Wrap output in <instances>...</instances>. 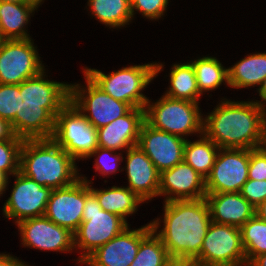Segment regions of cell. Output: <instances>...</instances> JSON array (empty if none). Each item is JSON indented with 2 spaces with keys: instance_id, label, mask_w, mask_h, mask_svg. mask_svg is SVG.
Segmentation results:
<instances>
[{
  "instance_id": "cell-37",
  "label": "cell",
  "mask_w": 266,
  "mask_h": 266,
  "mask_svg": "<svg viewBox=\"0 0 266 266\" xmlns=\"http://www.w3.org/2000/svg\"><path fill=\"white\" fill-rule=\"evenodd\" d=\"M0 266H30L25 262L20 261L19 259L14 258L10 254H0Z\"/></svg>"
},
{
  "instance_id": "cell-24",
  "label": "cell",
  "mask_w": 266,
  "mask_h": 266,
  "mask_svg": "<svg viewBox=\"0 0 266 266\" xmlns=\"http://www.w3.org/2000/svg\"><path fill=\"white\" fill-rule=\"evenodd\" d=\"M37 10L28 3L0 2V30L7 40L29 39L26 24Z\"/></svg>"
},
{
  "instance_id": "cell-16",
  "label": "cell",
  "mask_w": 266,
  "mask_h": 266,
  "mask_svg": "<svg viewBox=\"0 0 266 266\" xmlns=\"http://www.w3.org/2000/svg\"><path fill=\"white\" fill-rule=\"evenodd\" d=\"M152 231L151 224L122 233L94 251L82 264L89 266H130L136 258L140 242Z\"/></svg>"
},
{
  "instance_id": "cell-19",
  "label": "cell",
  "mask_w": 266,
  "mask_h": 266,
  "mask_svg": "<svg viewBox=\"0 0 266 266\" xmlns=\"http://www.w3.org/2000/svg\"><path fill=\"white\" fill-rule=\"evenodd\" d=\"M144 122V108H132L127 114L97 129L98 147L120 151L136 146Z\"/></svg>"
},
{
  "instance_id": "cell-14",
  "label": "cell",
  "mask_w": 266,
  "mask_h": 266,
  "mask_svg": "<svg viewBox=\"0 0 266 266\" xmlns=\"http://www.w3.org/2000/svg\"><path fill=\"white\" fill-rule=\"evenodd\" d=\"M90 194L89 182L81 178L70 186L52 189L44 216L74 233L82 223L85 199Z\"/></svg>"
},
{
  "instance_id": "cell-29",
  "label": "cell",
  "mask_w": 266,
  "mask_h": 266,
  "mask_svg": "<svg viewBox=\"0 0 266 266\" xmlns=\"http://www.w3.org/2000/svg\"><path fill=\"white\" fill-rule=\"evenodd\" d=\"M161 239L152 230L141 242L130 266H174Z\"/></svg>"
},
{
  "instance_id": "cell-38",
  "label": "cell",
  "mask_w": 266,
  "mask_h": 266,
  "mask_svg": "<svg viewBox=\"0 0 266 266\" xmlns=\"http://www.w3.org/2000/svg\"><path fill=\"white\" fill-rule=\"evenodd\" d=\"M14 136L10 123L0 118V142L11 139Z\"/></svg>"
},
{
  "instance_id": "cell-39",
  "label": "cell",
  "mask_w": 266,
  "mask_h": 266,
  "mask_svg": "<svg viewBox=\"0 0 266 266\" xmlns=\"http://www.w3.org/2000/svg\"><path fill=\"white\" fill-rule=\"evenodd\" d=\"M247 266H266V253L255 256Z\"/></svg>"
},
{
  "instance_id": "cell-11",
  "label": "cell",
  "mask_w": 266,
  "mask_h": 266,
  "mask_svg": "<svg viewBox=\"0 0 266 266\" xmlns=\"http://www.w3.org/2000/svg\"><path fill=\"white\" fill-rule=\"evenodd\" d=\"M32 40H6L0 47V84L18 85L45 69Z\"/></svg>"
},
{
  "instance_id": "cell-20",
  "label": "cell",
  "mask_w": 266,
  "mask_h": 266,
  "mask_svg": "<svg viewBox=\"0 0 266 266\" xmlns=\"http://www.w3.org/2000/svg\"><path fill=\"white\" fill-rule=\"evenodd\" d=\"M126 151L127 188L144 202L158 196L160 172L151 159L138 145Z\"/></svg>"
},
{
  "instance_id": "cell-9",
  "label": "cell",
  "mask_w": 266,
  "mask_h": 266,
  "mask_svg": "<svg viewBox=\"0 0 266 266\" xmlns=\"http://www.w3.org/2000/svg\"><path fill=\"white\" fill-rule=\"evenodd\" d=\"M189 266H247L240 228L211 222L200 255Z\"/></svg>"
},
{
  "instance_id": "cell-17",
  "label": "cell",
  "mask_w": 266,
  "mask_h": 266,
  "mask_svg": "<svg viewBox=\"0 0 266 266\" xmlns=\"http://www.w3.org/2000/svg\"><path fill=\"white\" fill-rule=\"evenodd\" d=\"M185 143V138L157 130L144 122L137 145L161 173L183 162Z\"/></svg>"
},
{
  "instance_id": "cell-41",
  "label": "cell",
  "mask_w": 266,
  "mask_h": 266,
  "mask_svg": "<svg viewBox=\"0 0 266 266\" xmlns=\"http://www.w3.org/2000/svg\"><path fill=\"white\" fill-rule=\"evenodd\" d=\"M259 92V96L261 98V101H258L260 104L265 105L266 103V77L263 79L261 85L257 89ZM264 101V102H263Z\"/></svg>"
},
{
  "instance_id": "cell-30",
  "label": "cell",
  "mask_w": 266,
  "mask_h": 266,
  "mask_svg": "<svg viewBox=\"0 0 266 266\" xmlns=\"http://www.w3.org/2000/svg\"><path fill=\"white\" fill-rule=\"evenodd\" d=\"M240 230L248 264L255 256L266 253V221L254 215Z\"/></svg>"
},
{
  "instance_id": "cell-6",
  "label": "cell",
  "mask_w": 266,
  "mask_h": 266,
  "mask_svg": "<svg viewBox=\"0 0 266 266\" xmlns=\"http://www.w3.org/2000/svg\"><path fill=\"white\" fill-rule=\"evenodd\" d=\"M127 227V220L103 210L97 198L91 193L85 199L82 223L73 233L75 250L79 248L84 252L78 257V263H83L94 251Z\"/></svg>"
},
{
  "instance_id": "cell-33",
  "label": "cell",
  "mask_w": 266,
  "mask_h": 266,
  "mask_svg": "<svg viewBox=\"0 0 266 266\" xmlns=\"http://www.w3.org/2000/svg\"><path fill=\"white\" fill-rule=\"evenodd\" d=\"M114 151L115 150H112V149H104V148H101V147H97L93 151V153L88 158H90L92 156L93 157L94 156L97 157L96 160H95V163H94L95 164L94 165L95 166V171H99V173L101 175H103V176L104 175L105 176L106 175H110L112 173H116L117 172V169L119 168L118 166L120 164V161L122 162V160L125 159V158L122 156L121 152L120 153H117V152L114 153ZM105 158H108V159H105ZM109 158L112 159L114 162L111 161V164L108 165V161L107 160H109ZM105 160L107 162H105Z\"/></svg>"
},
{
  "instance_id": "cell-7",
  "label": "cell",
  "mask_w": 266,
  "mask_h": 266,
  "mask_svg": "<svg viewBox=\"0 0 266 266\" xmlns=\"http://www.w3.org/2000/svg\"><path fill=\"white\" fill-rule=\"evenodd\" d=\"M145 105V122L151 127L184 138L190 134H203L204 118L199 104L180 99H172L165 95Z\"/></svg>"
},
{
  "instance_id": "cell-25",
  "label": "cell",
  "mask_w": 266,
  "mask_h": 266,
  "mask_svg": "<svg viewBox=\"0 0 266 266\" xmlns=\"http://www.w3.org/2000/svg\"><path fill=\"white\" fill-rule=\"evenodd\" d=\"M169 77L170 86L165 96L200 103L198 100L202 94L198 89L195 70L191 62L172 65Z\"/></svg>"
},
{
  "instance_id": "cell-12",
  "label": "cell",
  "mask_w": 266,
  "mask_h": 266,
  "mask_svg": "<svg viewBox=\"0 0 266 266\" xmlns=\"http://www.w3.org/2000/svg\"><path fill=\"white\" fill-rule=\"evenodd\" d=\"M249 149L220 148L205 179L206 193L240 192L248 180Z\"/></svg>"
},
{
  "instance_id": "cell-1",
  "label": "cell",
  "mask_w": 266,
  "mask_h": 266,
  "mask_svg": "<svg viewBox=\"0 0 266 266\" xmlns=\"http://www.w3.org/2000/svg\"><path fill=\"white\" fill-rule=\"evenodd\" d=\"M163 228L157 218L150 222L175 264L190 265L199 255L210 223L205 198L164 202ZM158 231V232H157Z\"/></svg>"
},
{
  "instance_id": "cell-15",
  "label": "cell",
  "mask_w": 266,
  "mask_h": 266,
  "mask_svg": "<svg viewBox=\"0 0 266 266\" xmlns=\"http://www.w3.org/2000/svg\"><path fill=\"white\" fill-rule=\"evenodd\" d=\"M16 225L24 247L57 252L75 249L73 233L45 216L24 219Z\"/></svg>"
},
{
  "instance_id": "cell-5",
  "label": "cell",
  "mask_w": 266,
  "mask_h": 266,
  "mask_svg": "<svg viewBox=\"0 0 266 266\" xmlns=\"http://www.w3.org/2000/svg\"><path fill=\"white\" fill-rule=\"evenodd\" d=\"M163 67L159 62H153L123 67L108 75L87 67L83 72L114 99L123 101L132 108H145L149 99L141 91L162 71Z\"/></svg>"
},
{
  "instance_id": "cell-8",
  "label": "cell",
  "mask_w": 266,
  "mask_h": 266,
  "mask_svg": "<svg viewBox=\"0 0 266 266\" xmlns=\"http://www.w3.org/2000/svg\"><path fill=\"white\" fill-rule=\"evenodd\" d=\"M51 139L75 161L88 158L98 147L97 129L70 101L56 115Z\"/></svg>"
},
{
  "instance_id": "cell-46",
  "label": "cell",
  "mask_w": 266,
  "mask_h": 266,
  "mask_svg": "<svg viewBox=\"0 0 266 266\" xmlns=\"http://www.w3.org/2000/svg\"><path fill=\"white\" fill-rule=\"evenodd\" d=\"M7 39L3 36L2 31L0 30V47L4 44Z\"/></svg>"
},
{
  "instance_id": "cell-10",
  "label": "cell",
  "mask_w": 266,
  "mask_h": 266,
  "mask_svg": "<svg viewBox=\"0 0 266 266\" xmlns=\"http://www.w3.org/2000/svg\"><path fill=\"white\" fill-rule=\"evenodd\" d=\"M84 75L86 88L70 83V102L96 129L122 117L132 109L129 104L109 96L85 73Z\"/></svg>"
},
{
  "instance_id": "cell-36",
  "label": "cell",
  "mask_w": 266,
  "mask_h": 266,
  "mask_svg": "<svg viewBox=\"0 0 266 266\" xmlns=\"http://www.w3.org/2000/svg\"><path fill=\"white\" fill-rule=\"evenodd\" d=\"M248 179L266 180V156L258 149H249Z\"/></svg>"
},
{
  "instance_id": "cell-28",
  "label": "cell",
  "mask_w": 266,
  "mask_h": 266,
  "mask_svg": "<svg viewBox=\"0 0 266 266\" xmlns=\"http://www.w3.org/2000/svg\"><path fill=\"white\" fill-rule=\"evenodd\" d=\"M195 70L196 81L200 93L218 89L223 81L228 86V68L223 65L216 57H202L190 61Z\"/></svg>"
},
{
  "instance_id": "cell-42",
  "label": "cell",
  "mask_w": 266,
  "mask_h": 266,
  "mask_svg": "<svg viewBox=\"0 0 266 266\" xmlns=\"http://www.w3.org/2000/svg\"><path fill=\"white\" fill-rule=\"evenodd\" d=\"M8 177L0 171V196L6 191V187L8 184Z\"/></svg>"
},
{
  "instance_id": "cell-32",
  "label": "cell",
  "mask_w": 266,
  "mask_h": 266,
  "mask_svg": "<svg viewBox=\"0 0 266 266\" xmlns=\"http://www.w3.org/2000/svg\"><path fill=\"white\" fill-rule=\"evenodd\" d=\"M19 111V84H0V118L11 123Z\"/></svg>"
},
{
  "instance_id": "cell-2",
  "label": "cell",
  "mask_w": 266,
  "mask_h": 266,
  "mask_svg": "<svg viewBox=\"0 0 266 266\" xmlns=\"http://www.w3.org/2000/svg\"><path fill=\"white\" fill-rule=\"evenodd\" d=\"M44 71L19 84V111L10 125L23 140L51 138L56 115L70 101V84L45 79Z\"/></svg>"
},
{
  "instance_id": "cell-44",
  "label": "cell",
  "mask_w": 266,
  "mask_h": 266,
  "mask_svg": "<svg viewBox=\"0 0 266 266\" xmlns=\"http://www.w3.org/2000/svg\"><path fill=\"white\" fill-rule=\"evenodd\" d=\"M41 2H43V0H26V3L32 5L36 9L40 6Z\"/></svg>"
},
{
  "instance_id": "cell-26",
  "label": "cell",
  "mask_w": 266,
  "mask_h": 266,
  "mask_svg": "<svg viewBox=\"0 0 266 266\" xmlns=\"http://www.w3.org/2000/svg\"><path fill=\"white\" fill-rule=\"evenodd\" d=\"M219 150L220 148L203 133L197 141L186 139L183 161L206 179Z\"/></svg>"
},
{
  "instance_id": "cell-21",
  "label": "cell",
  "mask_w": 266,
  "mask_h": 266,
  "mask_svg": "<svg viewBox=\"0 0 266 266\" xmlns=\"http://www.w3.org/2000/svg\"><path fill=\"white\" fill-rule=\"evenodd\" d=\"M212 222L242 227L255 215L253 207L240 192L206 193Z\"/></svg>"
},
{
  "instance_id": "cell-43",
  "label": "cell",
  "mask_w": 266,
  "mask_h": 266,
  "mask_svg": "<svg viewBox=\"0 0 266 266\" xmlns=\"http://www.w3.org/2000/svg\"><path fill=\"white\" fill-rule=\"evenodd\" d=\"M258 149L266 156V134L263 136L262 140L259 142Z\"/></svg>"
},
{
  "instance_id": "cell-31",
  "label": "cell",
  "mask_w": 266,
  "mask_h": 266,
  "mask_svg": "<svg viewBox=\"0 0 266 266\" xmlns=\"http://www.w3.org/2000/svg\"><path fill=\"white\" fill-rule=\"evenodd\" d=\"M23 139L14 135L11 139L0 142V171L8 178L19 171L20 149Z\"/></svg>"
},
{
  "instance_id": "cell-23",
  "label": "cell",
  "mask_w": 266,
  "mask_h": 266,
  "mask_svg": "<svg viewBox=\"0 0 266 266\" xmlns=\"http://www.w3.org/2000/svg\"><path fill=\"white\" fill-rule=\"evenodd\" d=\"M265 77V52L247 55V57L228 68V86L235 89L259 86Z\"/></svg>"
},
{
  "instance_id": "cell-4",
  "label": "cell",
  "mask_w": 266,
  "mask_h": 266,
  "mask_svg": "<svg viewBox=\"0 0 266 266\" xmlns=\"http://www.w3.org/2000/svg\"><path fill=\"white\" fill-rule=\"evenodd\" d=\"M76 161L51 138L24 140L19 171L43 187L72 185L80 176Z\"/></svg>"
},
{
  "instance_id": "cell-47",
  "label": "cell",
  "mask_w": 266,
  "mask_h": 266,
  "mask_svg": "<svg viewBox=\"0 0 266 266\" xmlns=\"http://www.w3.org/2000/svg\"><path fill=\"white\" fill-rule=\"evenodd\" d=\"M174 266H188V265H184V264H175Z\"/></svg>"
},
{
  "instance_id": "cell-18",
  "label": "cell",
  "mask_w": 266,
  "mask_h": 266,
  "mask_svg": "<svg viewBox=\"0 0 266 266\" xmlns=\"http://www.w3.org/2000/svg\"><path fill=\"white\" fill-rule=\"evenodd\" d=\"M162 195L165 202L205 198V178L183 161L160 173L158 196Z\"/></svg>"
},
{
  "instance_id": "cell-45",
  "label": "cell",
  "mask_w": 266,
  "mask_h": 266,
  "mask_svg": "<svg viewBox=\"0 0 266 266\" xmlns=\"http://www.w3.org/2000/svg\"><path fill=\"white\" fill-rule=\"evenodd\" d=\"M0 2L26 3V0H0Z\"/></svg>"
},
{
  "instance_id": "cell-34",
  "label": "cell",
  "mask_w": 266,
  "mask_h": 266,
  "mask_svg": "<svg viewBox=\"0 0 266 266\" xmlns=\"http://www.w3.org/2000/svg\"><path fill=\"white\" fill-rule=\"evenodd\" d=\"M132 17L135 15V11L152 20L161 18L167 10L169 0H130ZM135 10V11H134Z\"/></svg>"
},
{
  "instance_id": "cell-35",
  "label": "cell",
  "mask_w": 266,
  "mask_h": 266,
  "mask_svg": "<svg viewBox=\"0 0 266 266\" xmlns=\"http://www.w3.org/2000/svg\"><path fill=\"white\" fill-rule=\"evenodd\" d=\"M240 194L256 208L266 199V180L248 179L242 186Z\"/></svg>"
},
{
  "instance_id": "cell-13",
  "label": "cell",
  "mask_w": 266,
  "mask_h": 266,
  "mask_svg": "<svg viewBox=\"0 0 266 266\" xmlns=\"http://www.w3.org/2000/svg\"><path fill=\"white\" fill-rule=\"evenodd\" d=\"M13 176L15 183L2 209L6 219H15L17 224L24 219L44 216L52 189L39 185L20 171Z\"/></svg>"
},
{
  "instance_id": "cell-22",
  "label": "cell",
  "mask_w": 266,
  "mask_h": 266,
  "mask_svg": "<svg viewBox=\"0 0 266 266\" xmlns=\"http://www.w3.org/2000/svg\"><path fill=\"white\" fill-rule=\"evenodd\" d=\"M81 179L89 182L91 193L97 198L101 208L127 220V216L137 212V207L144 201L127 187L112 186L109 189H94L87 177Z\"/></svg>"
},
{
  "instance_id": "cell-40",
  "label": "cell",
  "mask_w": 266,
  "mask_h": 266,
  "mask_svg": "<svg viewBox=\"0 0 266 266\" xmlns=\"http://www.w3.org/2000/svg\"><path fill=\"white\" fill-rule=\"evenodd\" d=\"M255 215L266 221V199L255 208Z\"/></svg>"
},
{
  "instance_id": "cell-3",
  "label": "cell",
  "mask_w": 266,
  "mask_h": 266,
  "mask_svg": "<svg viewBox=\"0 0 266 266\" xmlns=\"http://www.w3.org/2000/svg\"><path fill=\"white\" fill-rule=\"evenodd\" d=\"M225 99L204 118L203 133L219 148H258L266 134V106Z\"/></svg>"
},
{
  "instance_id": "cell-27",
  "label": "cell",
  "mask_w": 266,
  "mask_h": 266,
  "mask_svg": "<svg viewBox=\"0 0 266 266\" xmlns=\"http://www.w3.org/2000/svg\"><path fill=\"white\" fill-rule=\"evenodd\" d=\"M91 14L110 28H119L132 20L130 0H88Z\"/></svg>"
}]
</instances>
